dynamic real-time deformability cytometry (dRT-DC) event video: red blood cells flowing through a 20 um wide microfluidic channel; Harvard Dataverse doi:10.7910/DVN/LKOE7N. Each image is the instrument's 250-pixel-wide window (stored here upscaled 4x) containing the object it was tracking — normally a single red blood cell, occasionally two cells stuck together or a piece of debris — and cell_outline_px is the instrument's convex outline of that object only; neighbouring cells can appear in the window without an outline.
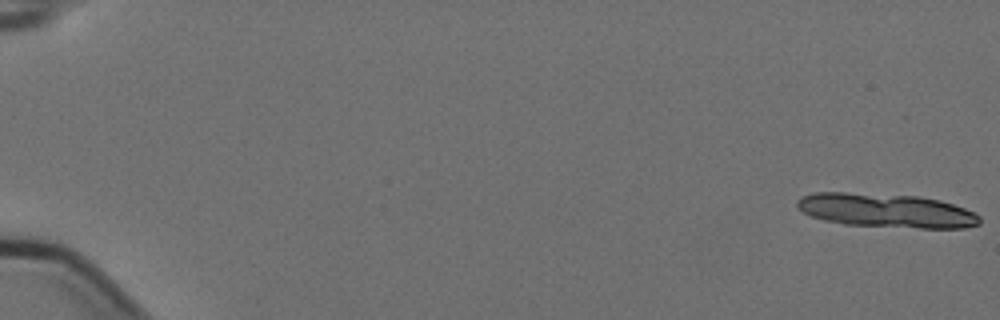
{"species": "Egyptian fruit bat (a non-hibernating species)", "species_latin": "Rousettus aegyptiacus", "temperature_condition": "cold", "stored_images_in_passage": 6, "camera_frame_rate_fps": 3000, "um_per_image_px": 0.085, "animal": {"sex": "female"}, "frame": {"image": 1, "passage_image": 1, "time_ms": 0.0, "image_size_px": [1000, 320], "cell_outline_px": [[980, 224], [964, 228], [920, 228], [844, 224], [824, 220], [812, 216], [804, 212], [796, 204], [796, 200], [800, 196], [812, 192], [844, 192], [920, 196], [940, 200], [964, 208], [980, 216]], "centroid_in_image_um": [75.32, 17.89], "position_along_channel_um": 9.7, "area_um2": 36.13}}